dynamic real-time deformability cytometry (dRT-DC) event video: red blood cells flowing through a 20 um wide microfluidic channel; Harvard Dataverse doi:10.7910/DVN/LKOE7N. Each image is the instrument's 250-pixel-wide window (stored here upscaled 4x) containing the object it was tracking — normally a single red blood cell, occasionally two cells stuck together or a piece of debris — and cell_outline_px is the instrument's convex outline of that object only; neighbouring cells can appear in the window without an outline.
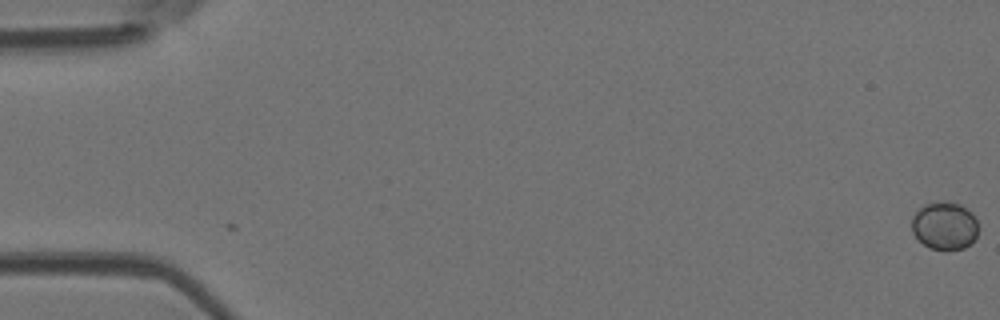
{"species": "Egyptian fruit bat (a non-hibernating species)", "species_latin": "Rousettus aegyptiacus", "temperature_condition": "room temperature", "stored_images_in_passage": 14, "camera_frame_rate_fps": 3000, "um_per_image_px": 0.085, "animal": {"sex": "female"}, "frame": {"image": 1, "passage_image": 1, "time_ms": 0.0, "image_size_px": [1000, 320], "cell_outline_px": [[976, 236], [964, 248], [948, 252], [944, 252], [928, 248], [912, 232], [912, 216], [924, 204], [936, 200], [944, 200], [960, 204], [972, 212], [976, 220]], "centroid_in_image_um": [80.26, 19.19], "position_along_channel_um": 4.7, "area_um2": 18.9}}